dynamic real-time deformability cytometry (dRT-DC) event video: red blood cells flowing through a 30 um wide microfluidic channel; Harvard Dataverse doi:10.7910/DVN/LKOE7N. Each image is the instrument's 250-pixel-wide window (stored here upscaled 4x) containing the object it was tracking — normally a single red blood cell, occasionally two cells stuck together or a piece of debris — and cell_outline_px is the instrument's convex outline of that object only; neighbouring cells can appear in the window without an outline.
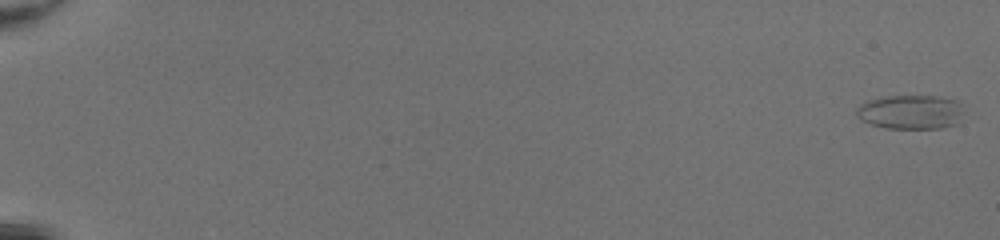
{"species": "common noctule bat (a hibernating species)", "species_latin": "Nyctalus noctula", "temperature_condition": "room temperature", "stored_images_in_passage": 52, "camera_frame_rate_fps": 3000, "um_per_image_px": 0.085, "animal": {"sex": "female", "body_mass_g": 20.0, "forearm_length_mm": 54.0}, "frame": {"image": 1, "passage_image": 1, "time_ms": 0.0, "image_size_px": [1000, 240], "cell_outline_px": [[964, 112], [960, 124], [940, 128], [888, 128], [872, 124], [860, 120], [856, 116], [856, 108], [860, 104], [868, 100], [880, 96], [936, 96], [960, 100]], "centroid_in_image_um": [77.45, 9.51], "position_along_channel_um": 7.5, "area_um2": 21.91}}
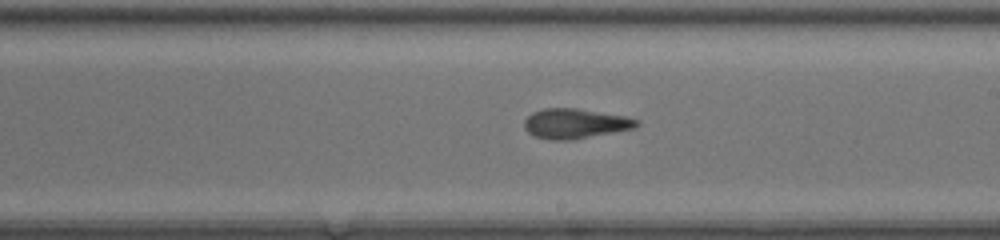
{"frame": {"image": 2, "passage_image": 33, "time_ms": 10.667, "image_size_px": [1000, 240], "cell_outline_px": [[640, 124], [636, 128], [572, 140], [552, 140], [536, 136], [528, 132], [524, 128], [524, 120], [532, 112], [544, 108], [576, 108], [624, 116], [640, 120]], "centroid_in_image_um": [48.9, 10.5], "position_along_channel_um": 240.1, "area_um2": 19.59}}
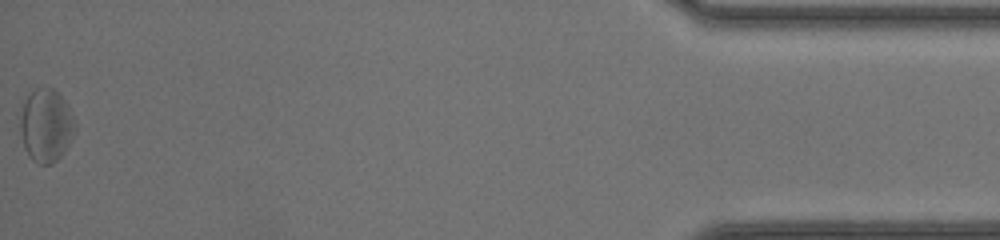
{"frame": {"image": 3, "passage_image": 52, "time_ms": 17.0, "image_size_px": [1000, 240], "cell_outline_px": [[76, 128], [68, 144], [60, 156], [52, 164], [36, 164], [28, 156], [24, 148], [20, 132], [16, 112], [24, 100], [36, 88], [52, 88], [64, 100], [76, 124]], "centroid_in_image_um": [3.83, 10.67], "position_along_channel_um": 431.4, "area_um2": 23.64}, "authors_computed_cell_mechanics": {"area_um2": 20.6635, "velocity_mm_per_s": 4.2701, "shape_relaxation_time_tau1_ms": 4.7721, "shape_relaxation_time_tau2_ms": 3.6725, "deformation_change_tau1": 0.1509, "deformation_change_tau2": 0.1448}}